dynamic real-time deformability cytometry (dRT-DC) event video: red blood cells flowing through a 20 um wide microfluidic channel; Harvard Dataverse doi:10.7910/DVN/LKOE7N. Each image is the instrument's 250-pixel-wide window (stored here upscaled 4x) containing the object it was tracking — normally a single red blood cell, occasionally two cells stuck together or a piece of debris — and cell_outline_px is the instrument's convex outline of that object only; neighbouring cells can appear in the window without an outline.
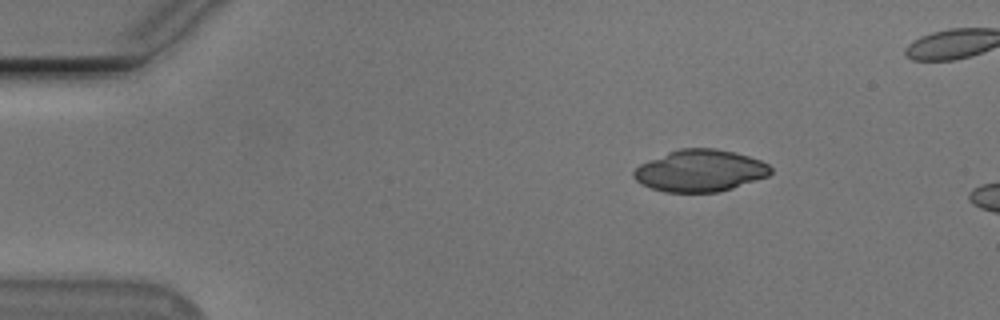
{"species": "Egyptian fruit bat (a non-hibernating species)", "species_latin": "Rousettus aegyptiacus", "temperature_condition": "cold", "stored_images_in_passage": 5, "camera_frame_rate_fps": 3000, "um_per_image_px": 0.085, "animal": {"sex": "male"}, "frame": {"image": 1, "passage_image": 1, "time_ms": 0.0, "image_size_px": [1000, 320], "cell_outline_px": [[772, 172], [768, 176], [720, 192], [664, 192], [640, 184], [632, 176], [632, 172], [640, 164], [668, 152], [680, 148], [716, 148], [736, 152], [760, 160], [768, 164], [772, 168]], "centroid_in_image_um": [59.5, 14.51], "position_along_channel_um": 25.5, "area_um2": 33.47}}